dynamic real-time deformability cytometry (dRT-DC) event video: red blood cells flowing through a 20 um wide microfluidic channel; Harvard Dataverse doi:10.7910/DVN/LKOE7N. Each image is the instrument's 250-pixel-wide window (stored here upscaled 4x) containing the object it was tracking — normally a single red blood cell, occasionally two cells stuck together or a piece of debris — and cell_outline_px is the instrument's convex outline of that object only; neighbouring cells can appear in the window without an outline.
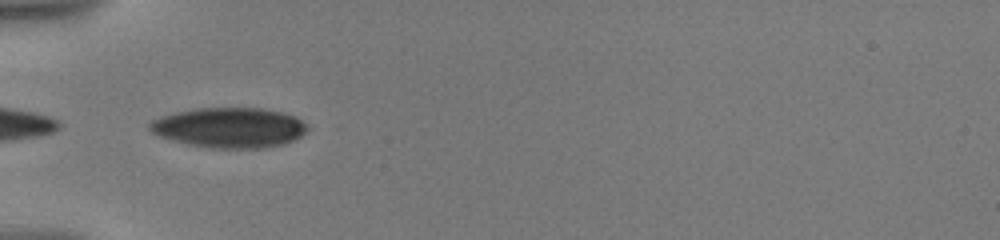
{"species": "human", "species_latin": "Homo sapiens", "temperature_condition": "warm", "stored_images_in_passage": 25, "camera_frame_rate_fps": 3000, "um_per_image_px": 0.085, "donor": {"sex": "male"}, "frame": {"image": 1, "passage_image": 1, "time_ms": 0.0, "image_size_px": [1000, 240], "cell_outline_px": [[308, 132], [284, 144], [264, 148], [208, 148], [188, 144], [160, 136], [152, 132], [148, 128], [148, 124], [152, 120], [160, 116], [176, 112], [196, 108], [260, 108], [280, 112], [296, 116], [308, 124]], "centroid_in_image_um": [19.52, 10.85], "position_along_channel_um": 65.5, "area_um2": 36.99}}
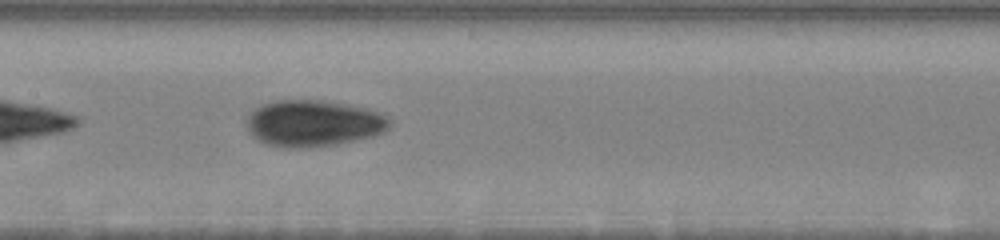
{"frame": {"image": 2, "passage_image": 10, "time_ms": 3.333, "image_size_px": [1000, 240], "cell_outline_px": [[392, 124], [384, 132], [372, 136], [356, 140], [336, 144], [300, 148], [284, 148], [264, 144], [256, 140], [248, 132], [248, 112], [260, 104], [272, 100], [320, 100], [352, 104], [368, 108], [388, 116], [392, 120]], "centroid_in_image_um": [26.63, 10.47], "position_along_channel_um": 180.8, "area_um2": 39.42}}
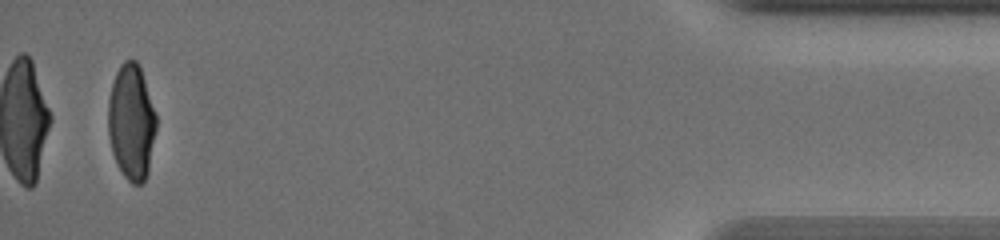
{"frame": {"image": 3, "passage_image": 25, "time_ms": 12.0, "image_size_px": [1000, 240], "cell_outline_px": [[156, 128], [148, 172], [144, 180], [140, 184], [132, 184], [124, 176], [116, 164], [112, 152], [108, 136], [108, 100], [112, 84], [116, 72], [120, 64], [124, 60], [136, 60], [140, 64], [156, 112]], "centroid_in_image_um": [11.17, 10.35], "position_along_channel_um": 424.0, "area_um2": 32.77}, "authors_computed_cell_mechanics": {"area_um2": 36.2406, "velocity_mm_per_s": 3.5726, "shape_relaxation_time_tau1_ms": 4.4078, "shape_relaxation_time_tau2_ms": 1.7171, "deformation_change_tau1": 0.1768, "deformation_change_tau2": 0.0484}}